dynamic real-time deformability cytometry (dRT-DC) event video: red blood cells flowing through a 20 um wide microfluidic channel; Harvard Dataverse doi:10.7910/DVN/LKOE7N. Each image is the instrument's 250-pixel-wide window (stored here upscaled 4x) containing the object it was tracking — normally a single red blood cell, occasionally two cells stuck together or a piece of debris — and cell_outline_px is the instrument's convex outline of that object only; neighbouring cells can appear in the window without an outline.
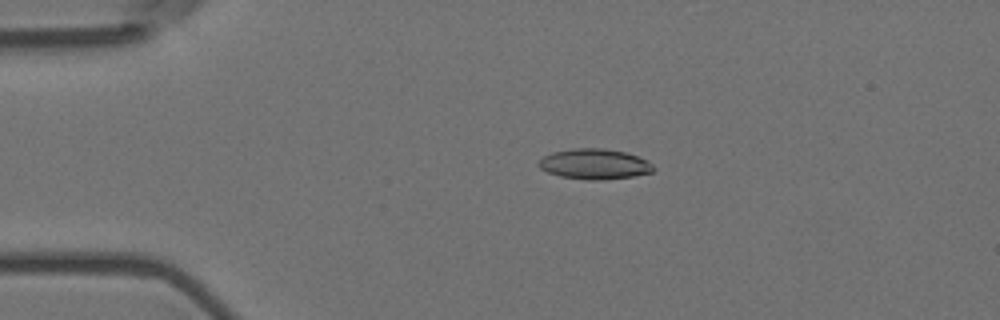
{"species": "Egyptian fruit bat (a non-hibernating species)", "species_latin": "Rousettus aegyptiacus", "temperature_condition": "room temperature", "stored_images_in_passage": 6, "camera_frame_rate_fps": 3000, "um_per_image_px": 0.085, "animal": {"sex": "female"}, "frame": {"image": 1, "passage_image": 3, "time_ms": 0.667, "image_size_px": [1000, 320], "cell_outline_px": [[656, 168], [652, 172], [632, 176], [600, 180], [588, 180], [560, 176], [548, 172], [540, 168], [536, 164], [544, 156], [552, 152], [572, 148], [604, 148], [624, 152], [636, 156], [652, 164]], "centroid_in_image_um": [50.5, 13.94], "position_along_channel_um": 34.5, "area_um2": 20.17}}
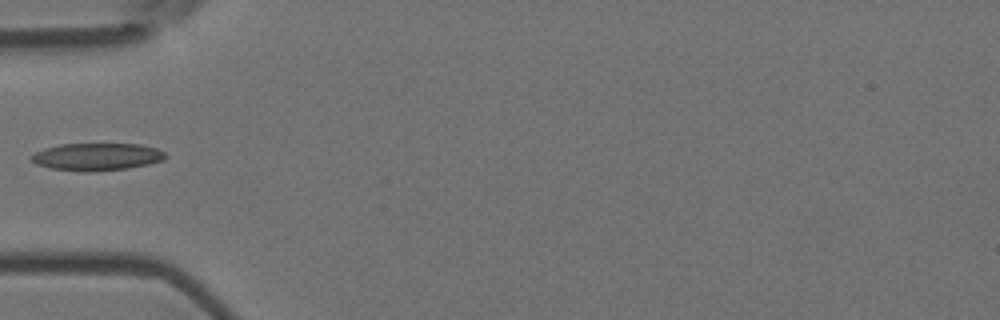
{"frame": {"image": 2, "passage_image": 5, "time_ms": 1.333, "image_size_px": [1000, 320], "cell_outline_px": [[164, 160], [148, 164], [124, 168], [88, 172], [84, 172], [52, 168], [36, 164], [28, 156], [44, 148], [60, 144], [140, 144], [156, 148], [164, 152]], "centroid_in_image_um": [8.19, 13.32], "position_along_channel_um": 76.8, "area_um2": 21.21}}
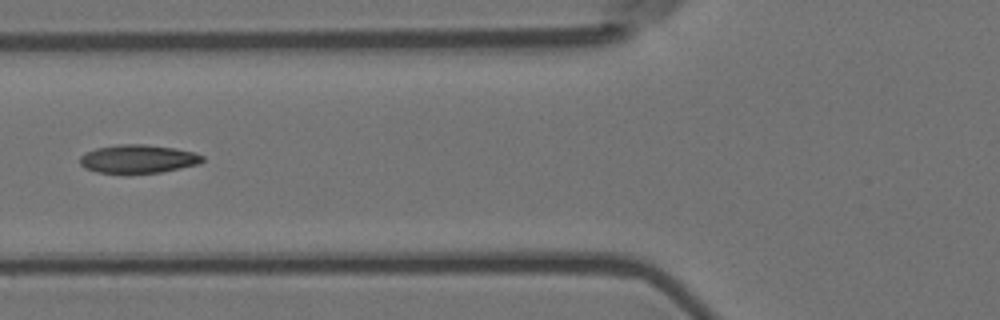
{"frame": {"image": 3, "passage_image": 6, "time_ms": 1.667, "image_size_px": [1000, 320], "cell_outline_px": [[204, 160], [200, 164], [160, 172], [128, 176], [124, 176], [96, 172], [84, 168], [80, 164], [80, 156], [84, 152], [96, 148], [120, 144], [144, 144], [176, 148], [192, 152], [204, 156]], "centroid_in_image_um": [11.69, 13.55], "position_along_channel_um": 114.1, "area_um2": 21.1}}